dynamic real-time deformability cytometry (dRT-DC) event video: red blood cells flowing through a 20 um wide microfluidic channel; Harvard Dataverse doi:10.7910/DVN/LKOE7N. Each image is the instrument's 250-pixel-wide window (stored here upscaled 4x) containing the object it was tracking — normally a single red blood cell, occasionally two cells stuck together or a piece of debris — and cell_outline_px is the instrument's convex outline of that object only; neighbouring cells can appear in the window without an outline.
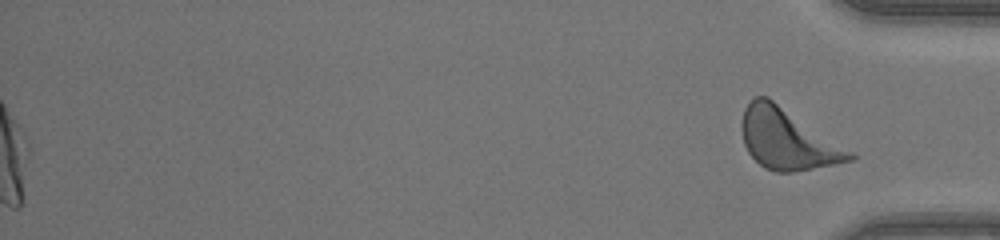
{"species": "human", "species_latin": "Homo sapiens", "temperature_condition": "warm", "stored_images_in_passage": 43, "segment_of_instrument_passage": [2, 2], "camera_frame_rate_fps": 3000, "um_per_image_px": 0.085, "donor": {"sex": "female"}, "frame": {"image": 1, "passage_image": 43, "time_ms": 14.0, "image_size_px": [1000, 240], "cell_outline_px": [[856, 156], [852, 160], [792, 172], [776, 172], [764, 168], [748, 152], [744, 144], [740, 128], [740, 124], [744, 108], [756, 96], [768, 96], [856, 152]], "centroid_in_image_um": [66.94, 11.81], "position_along_channel_um": 368.3, "area_um2": 38.49}}